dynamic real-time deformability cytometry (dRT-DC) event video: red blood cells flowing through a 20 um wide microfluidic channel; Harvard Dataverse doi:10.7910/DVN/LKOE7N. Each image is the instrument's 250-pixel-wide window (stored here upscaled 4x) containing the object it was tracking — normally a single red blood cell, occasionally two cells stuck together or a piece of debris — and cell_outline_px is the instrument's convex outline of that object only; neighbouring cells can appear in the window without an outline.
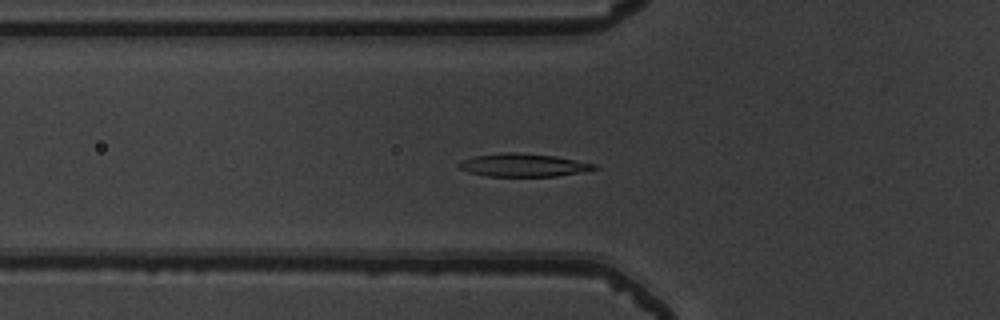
{"species": "common noctule bat (a hibernating species)", "species_latin": "Nyctalus noctula", "temperature_condition": "warm", "stored_images_in_passage": 53, "camera_frame_rate_fps": 3000, "um_per_image_px": 0.085, "animal": {"sex": "male", "body_mass_g": 19.5, "forearm_length_mm": 54.6}, "frame": {"image": 1, "passage_image": 19, "time_ms": 6.0, "image_size_px": [1000, 320], "cell_outline_px": [[600, 168], [580, 172], [556, 176], [488, 176], [468, 172], [460, 168], [456, 164], [460, 160], [472, 156], [504, 152], [516, 152], [556, 156], [596, 164]], "centroid_in_image_um": [44.44, 14.02], "position_along_channel_um": 81.4, "area_um2": 18.26}}
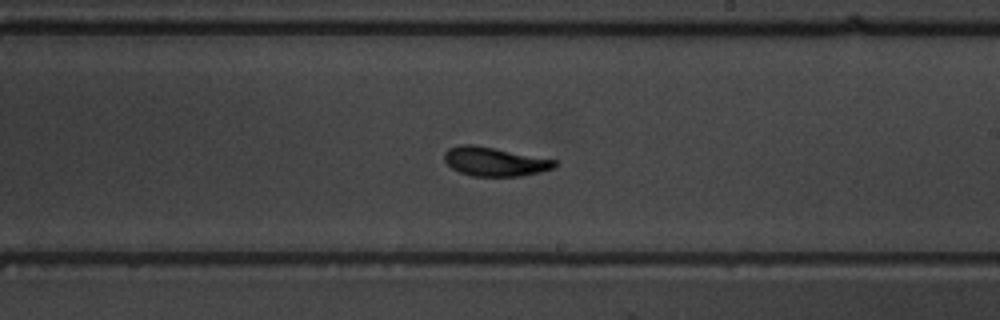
{"frame": {"image": 2, "passage_image": 32, "time_ms": 10.333, "image_size_px": [1000, 320], "cell_outline_px": [[556, 164], [552, 168], [540, 172], [520, 176], [472, 176], [460, 172], [452, 168], [444, 160], [444, 152], [448, 148], [460, 144], [472, 144], [556, 160]], "centroid_in_image_um": [41.99, 13.73], "position_along_channel_um": 247.0, "area_um2": 18.38}}
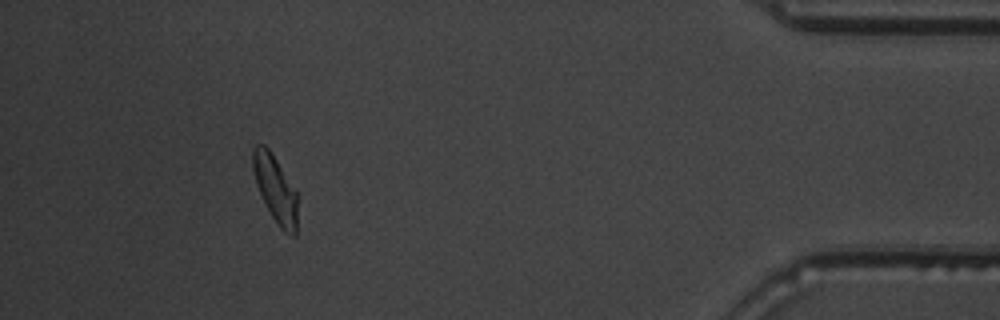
{"frame": {"image": 3, "passage_image": 49, "time_ms": 16.0, "image_size_px": [1000, 320], "cell_outline_px": [[296, 236], [292, 236], [284, 232], [280, 228], [272, 216], [256, 184], [252, 168], [252, 148], [256, 144], [264, 144], [268, 148], [296, 188]], "centroid_in_image_um": [23.39, 16.02], "position_along_channel_um": 411.8, "area_um2": 17.28}, "authors_computed_cell_mechanics": {"area_um2": 18.3226, "velocity_mm_per_s": 3.8204, "shape_relaxation_time_tau1_ms": 3.7353, "shape_relaxation_time_tau2_ms": 1.6793, "deformation_change_tau1": 0.152, "deformation_change_tau2": 0.0681}}